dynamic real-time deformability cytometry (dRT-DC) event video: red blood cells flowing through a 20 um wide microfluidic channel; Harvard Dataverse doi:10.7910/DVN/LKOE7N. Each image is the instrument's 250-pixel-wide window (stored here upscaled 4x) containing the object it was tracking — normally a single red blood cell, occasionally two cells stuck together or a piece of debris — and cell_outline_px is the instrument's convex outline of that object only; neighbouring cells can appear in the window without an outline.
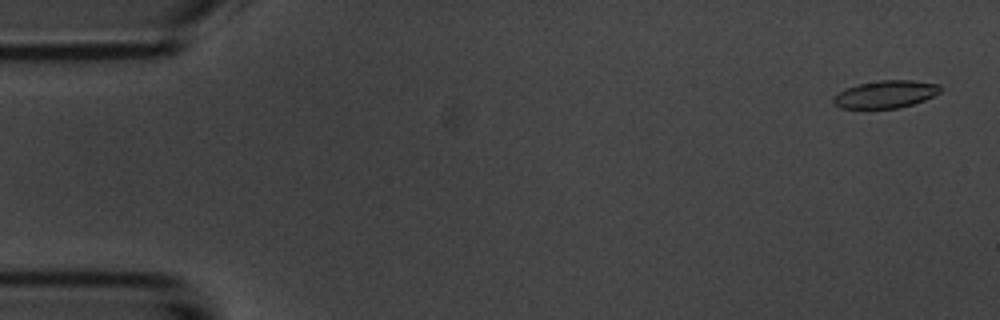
{"species": "common noctule bat (a hibernating species)", "species_latin": "Nyctalus noctula", "temperature_condition": "room temperature", "stored_images_in_passage": 54, "camera_frame_rate_fps": 3000, "um_per_image_px": 0.085, "animal": {"sex": "male", "body_mass_g": 20.1, "forearm_length_mm": 53.5}, "frame": {"image": 1, "passage_image": 2, "time_ms": 0.333, "image_size_px": [1000, 320], "cell_outline_px": [[940, 92], [924, 100], [900, 108], [840, 108], [832, 100], [832, 96], [844, 88], [856, 84], [880, 80], [912, 80], [940, 84]], "centroid_in_image_um": [75.24, 8.0], "position_along_channel_um": 9.8, "area_um2": 17.22}}
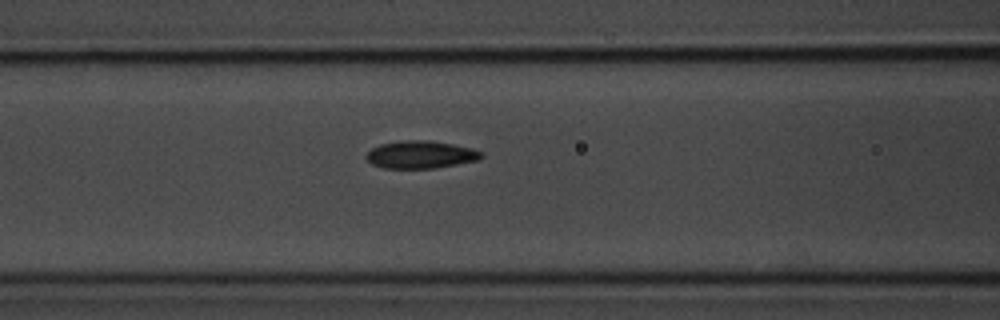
{"frame": {"image": 2, "passage_image": 22, "time_ms": 7.0, "image_size_px": [1000, 320], "cell_outline_px": [[484, 156], [476, 160], [436, 168], [384, 168], [372, 164], [364, 156], [372, 148], [380, 144], [400, 140], [428, 140], [452, 144], [472, 148], [484, 152]], "centroid_in_image_um": [35.75, 13.13], "position_along_channel_um": 130.9, "area_um2": 18.5}}
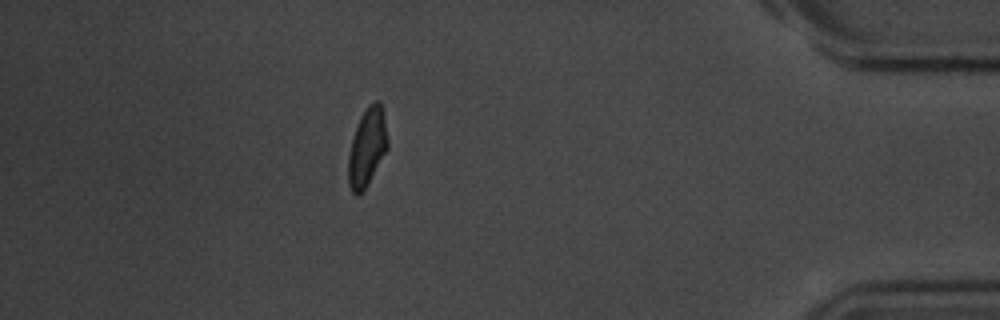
{"frame": {"image": 3, "passage_image": 48, "time_ms": 15.667, "image_size_px": [1000, 320], "cell_outline_px": [[388, 148], [368, 184], [356, 196], [352, 192], [348, 184], [348, 156], [352, 136], [360, 116], [368, 104], [376, 100], [380, 100], [388, 140]], "centroid_in_image_um": [31.19, 12.5], "position_along_channel_um": 404.0, "area_um2": 17.92}, "authors_computed_cell_mechanics": {"area_um2": 17.8602, "velocity_mm_per_s": 3.6896, "shape_relaxation_time_tau1_ms": 2.6269, "shape_relaxation_time_tau2_ms": 2.0641, "deformation_change_tau1": 0.1148, "deformation_change_tau2": 0.0546}}